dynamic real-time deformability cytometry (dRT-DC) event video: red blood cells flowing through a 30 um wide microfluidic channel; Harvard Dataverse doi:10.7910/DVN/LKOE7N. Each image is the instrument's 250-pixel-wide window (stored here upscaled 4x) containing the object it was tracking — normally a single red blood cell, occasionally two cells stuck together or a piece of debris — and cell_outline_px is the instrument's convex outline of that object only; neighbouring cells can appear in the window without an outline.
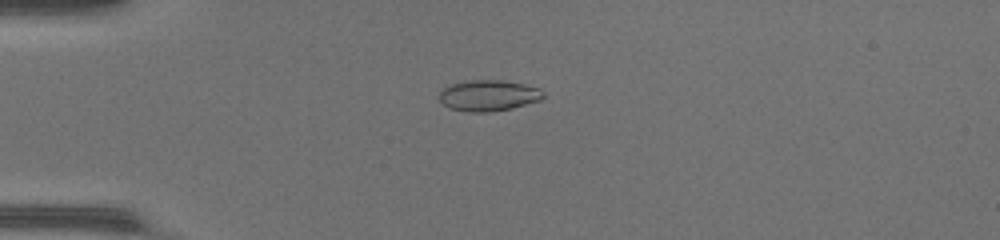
{"species": "common noctule bat (a hibernating species)", "species_latin": "Nyctalus noctula", "temperature_condition": "warm", "stored_images_in_passage": 52, "camera_frame_rate_fps": 3000, "um_per_image_px": 0.085, "animal": {"sex": "female", "body_mass_g": 17.0, "forearm_length_mm": 48.0}, "frame": {"image": 1, "passage_image": 15, "time_ms": 4.667, "image_size_px": [1000, 240], "cell_outline_px": [[544, 96], [540, 100], [512, 108], [488, 112], [468, 112], [448, 108], [436, 96], [448, 84], [468, 80], [500, 80], [524, 84], [540, 88], [544, 92]], "centroid_in_image_um": [41.49, 8.11], "position_along_channel_um": 43.5, "area_um2": 18.96}}
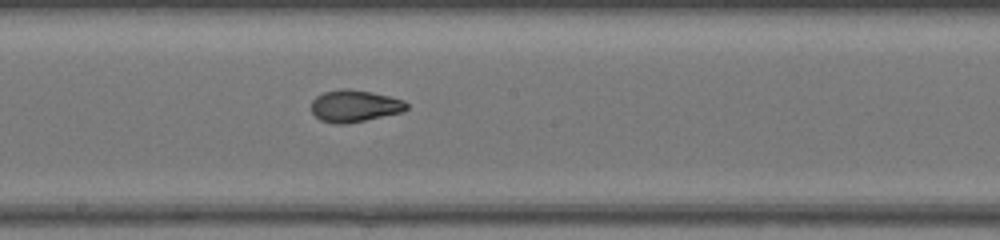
{"frame": {"image": 2, "passage_image": 30, "time_ms": 9.667, "image_size_px": [1000, 240], "cell_outline_px": [[408, 108], [404, 112], [364, 120], [340, 124], [336, 124], [320, 120], [312, 112], [312, 100], [316, 96], [324, 92], [340, 88], [348, 88], [372, 92], [404, 100], [408, 104]], "centroid_in_image_um": [30.15, 8.99], "position_along_channel_um": 218.1, "area_um2": 17.74}}
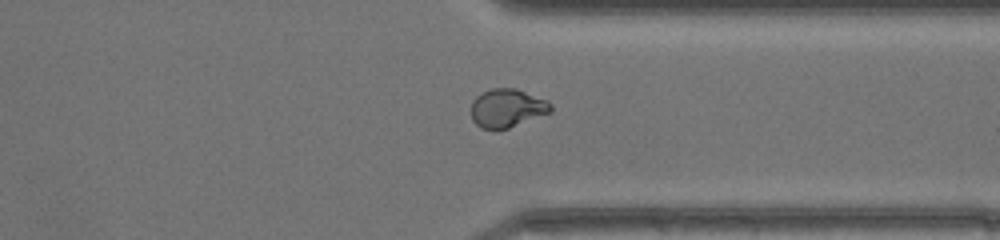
{"frame": {"image": 3, "passage_image": 41, "time_ms": 13.333, "image_size_px": [1000, 240], "cell_outline_px": [[552, 112], [508, 128], [480, 128], [472, 120], [472, 100], [476, 96], [492, 88], [516, 88], [548, 100], [552, 104]], "centroid_in_image_um": [43.13, 9.17], "position_along_channel_um": 368.3, "area_um2": 17.8}}